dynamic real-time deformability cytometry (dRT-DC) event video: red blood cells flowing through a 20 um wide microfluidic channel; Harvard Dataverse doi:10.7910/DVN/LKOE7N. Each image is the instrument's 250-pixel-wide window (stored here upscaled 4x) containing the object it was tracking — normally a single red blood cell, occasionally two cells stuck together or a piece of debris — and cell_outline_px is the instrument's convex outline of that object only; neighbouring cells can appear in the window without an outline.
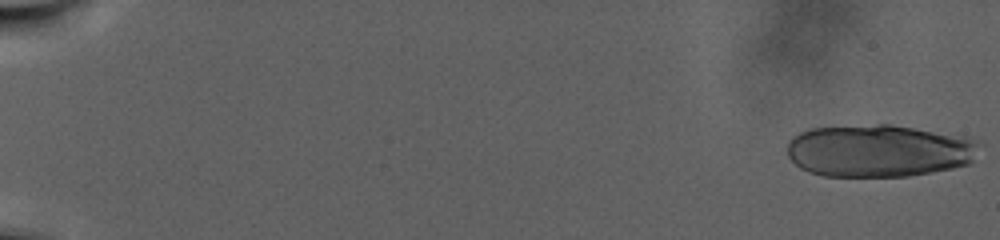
{"species": "human", "species_latin": "Homo sapiens", "temperature_condition": "warm", "stored_images_in_passage": 40, "camera_frame_rate_fps": 3000, "um_per_image_px": 0.085, "donor": {"sex": "male"}, "frame": {"image": 1, "passage_image": 1, "time_ms": 0.0, "image_size_px": [1000, 240], "cell_outline_px": [[976, 144], [972, 160], [968, 164], [952, 168], [932, 172], [908, 176], [824, 176], [808, 172], [800, 168], [788, 156], [788, 140], [792, 136], [800, 132], [812, 128], [876, 124], [892, 124], [968, 136], [976, 140]], "centroid_in_image_um": [74.67, 12.8], "position_along_channel_um": 10.3, "area_um2": 58.84}}
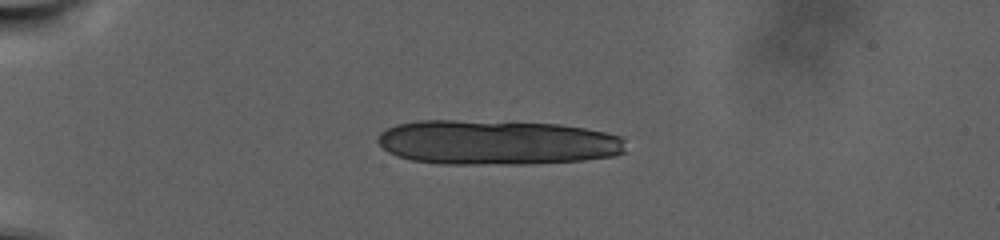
{"frame": {"image": 2, "passage_image": 28, "time_ms": 9.0, "image_size_px": [1000, 240], "cell_outline_px": [[624, 152], [612, 156], [584, 160], [524, 164], [440, 164], [412, 160], [396, 156], [388, 152], [376, 140], [376, 136], [380, 132], [396, 124], [420, 120], [452, 120], [560, 124], [584, 128], [604, 132], [620, 136], [624, 140]], "centroid_in_image_um": [42.18, 12.11], "position_along_channel_um": 42.8, "area_um2": 64.79}}